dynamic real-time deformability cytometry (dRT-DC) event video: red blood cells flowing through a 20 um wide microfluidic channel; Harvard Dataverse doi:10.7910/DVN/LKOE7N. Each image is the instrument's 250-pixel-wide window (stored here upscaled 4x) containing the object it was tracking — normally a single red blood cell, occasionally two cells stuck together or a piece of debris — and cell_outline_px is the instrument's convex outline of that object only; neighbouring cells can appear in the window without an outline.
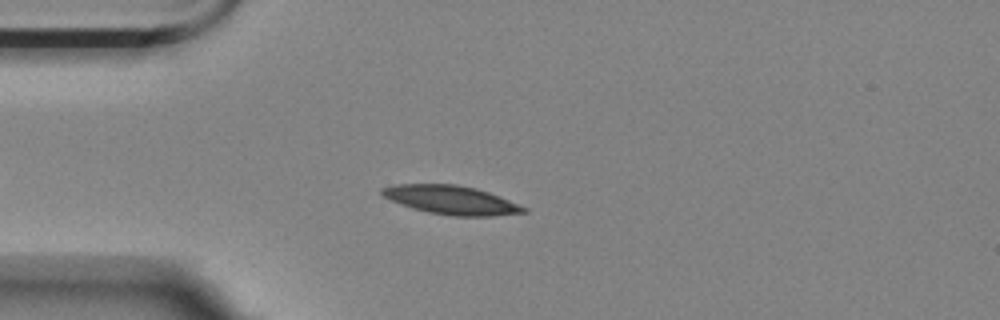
{"species": "Egyptian fruit bat (a non-hibernating species)", "species_latin": "Rousettus aegyptiacus", "temperature_condition": "room temperature", "stored_images_in_passage": 4, "camera_frame_rate_fps": 3000, "um_per_image_px": 0.085, "animal": {"sex": "female"}, "frame": {"image": 1, "passage_image": 4, "time_ms": 3.333, "image_size_px": [1000, 320], "cell_outline_px": [[528, 212], [492, 216], [452, 216], [428, 212], [412, 208], [392, 200], [384, 196], [380, 192], [380, 188], [396, 184], [456, 184], [476, 188], [488, 192], [528, 208]], "centroid_in_image_um": [38.36, 17.0], "position_along_channel_um": 46.6, "area_um2": 23.58}}